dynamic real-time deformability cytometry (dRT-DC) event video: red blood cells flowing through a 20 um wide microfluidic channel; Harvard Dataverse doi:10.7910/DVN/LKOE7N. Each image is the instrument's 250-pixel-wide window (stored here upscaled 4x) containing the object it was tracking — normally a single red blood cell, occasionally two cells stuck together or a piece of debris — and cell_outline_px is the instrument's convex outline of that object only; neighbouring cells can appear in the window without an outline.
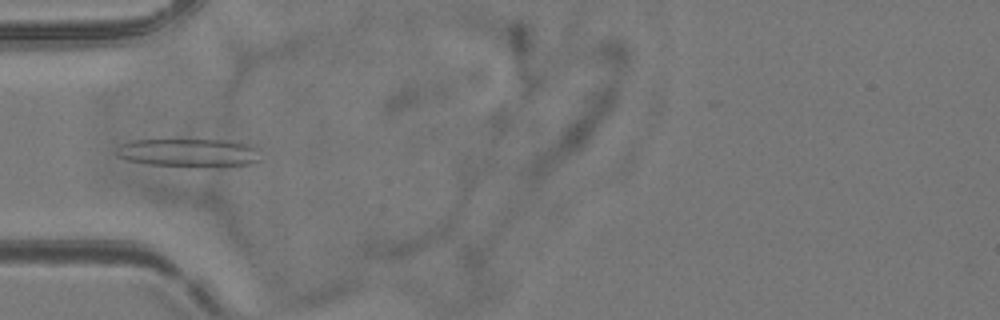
{"species": "common noctule bat (a hibernating species)", "species_latin": "Nyctalus noctula", "temperature_condition": "room temperature", "stored_images_in_passage": 33, "camera_frame_rate_fps": 3000, "um_per_image_px": 0.085, "animal": {"sex": "female", "body_mass_g": 24.6, "forearm_length_mm": 56.2}, "frame": {"image": 1, "passage_image": 18, "time_ms": 5.667, "image_size_px": [1000, 320], "cell_outline_px": [[260, 160], [252, 164], [148, 164], [128, 160], [116, 156], [116, 148], [120, 144], [132, 140], [176, 136], [232, 140], [248, 144], [252, 148]], "centroid_in_image_um": [15.89, 12.86], "position_along_channel_um": 69.1, "area_um2": 23.93}}
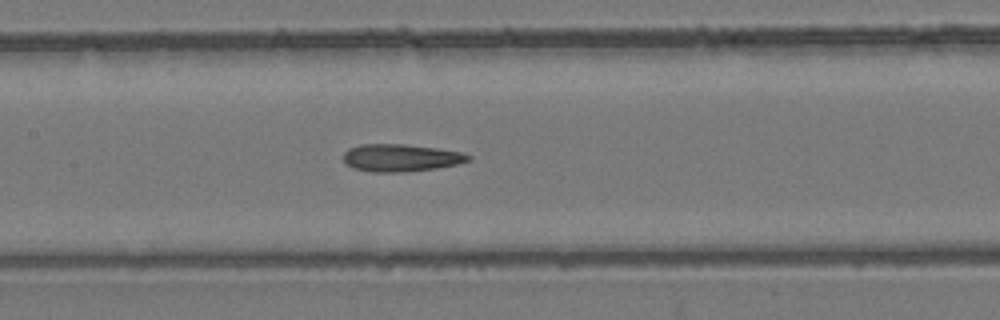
{"frame": {"image": 2, "passage_image": 26, "time_ms": 8.333, "image_size_px": [1000, 320], "cell_outline_px": [[472, 160], [456, 164], [436, 168], [400, 172], [372, 172], [352, 168], [344, 164], [344, 152], [348, 148], [360, 144], [404, 144], [436, 148], [460, 152], [472, 156]], "centroid_in_image_um": [34.03, 13.41], "position_along_channel_um": 173.4, "area_um2": 20.0}}
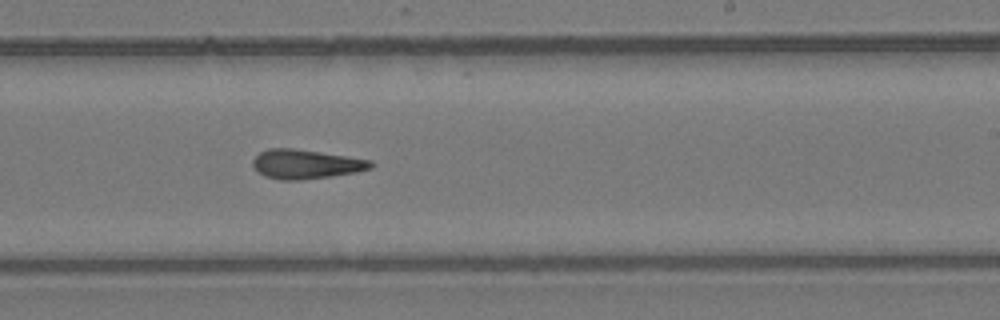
{"frame": {"image": 3, "passage_image": 33, "time_ms": 10.667, "image_size_px": [1000, 320], "cell_outline_px": [[376, 164], [372, 168], [356, 172], [332, 176], [300, 180], [280, 180], [264, 176], [252, 164], [252, 160], [260, 152], [268, 148], [292, 148], [372, 160]], "centroid_in_image_um": [26.02, 13.95], "position_along_channel_um": 263.0, "area_um2": 20.06}}